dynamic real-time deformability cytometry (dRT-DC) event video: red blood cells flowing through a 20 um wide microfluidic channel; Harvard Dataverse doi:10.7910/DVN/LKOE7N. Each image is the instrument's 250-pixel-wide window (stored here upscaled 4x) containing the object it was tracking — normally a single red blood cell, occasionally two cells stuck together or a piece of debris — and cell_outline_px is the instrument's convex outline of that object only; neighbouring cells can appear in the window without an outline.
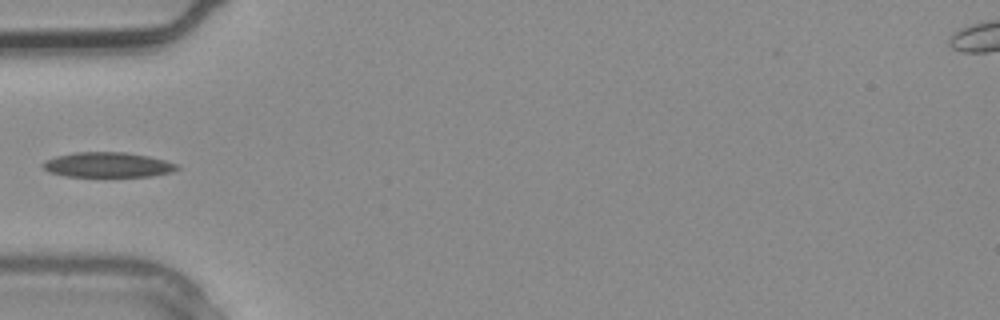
{"species": "common noctule bat (a hibernating species)", "species_latin": "Nyctalus noctula", "temperature_condition": "warm", "stored_images_in_passage": 4, "camera_frame_rate_fps": 3000, "um_per_image_px": 0.085, "animal": {"sex": "male", "body_mass_g": 20.4}, "frame": {"image": 1, "passage_image": 4, "time_ms": 1.0, "image_size_px": [1000, 320], "cell_outline_px": [[180, 168], [172, 172], [152, 176], [64, 176], [48, 172], [40, 164], [44, 160], [56, 156], [76, 152], [124, 152], [148, 156], [180, 164]], "centroid_in_image_um": [9.15, 14.01], "position_along_channel_um": 75.8, "area_um2": 19.65}}